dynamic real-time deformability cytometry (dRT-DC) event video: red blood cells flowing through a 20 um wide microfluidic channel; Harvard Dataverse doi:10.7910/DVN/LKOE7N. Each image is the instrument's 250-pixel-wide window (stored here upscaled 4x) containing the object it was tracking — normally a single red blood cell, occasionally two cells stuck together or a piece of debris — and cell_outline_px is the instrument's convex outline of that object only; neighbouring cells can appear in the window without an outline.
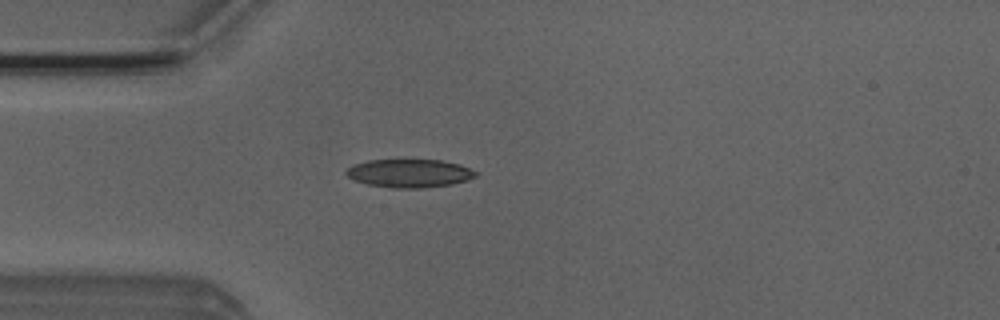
{"species": "Egyptian fruit bat (a non-hibernating species)", "species_latin": "Rousettus aegyptiacus", "temperature_condition": "room temperature", "stored_images_in_passage": 23, "camera_frame_rate_fps": 3000, "um_per_image_px": 0.085, "animal": {"sex": "male"}, "frame": {"image": 1, "passage_image": 14, "time_ms": 4.333, "image_size_px": [1000, 320], "cell_outline_px": [[480, 172], [476, 176], [468, 180], [452, 184], [420, 188], [392, 188], [368, 184], [356, 180], [348, 176], [344, 172], [352, 164], [368, 160], [440, 160], [460, 164]], "centroid_in_image_um": [34.83, 14.72], "position_along_channel_um": 50.2, "area_um2": 21.39}}
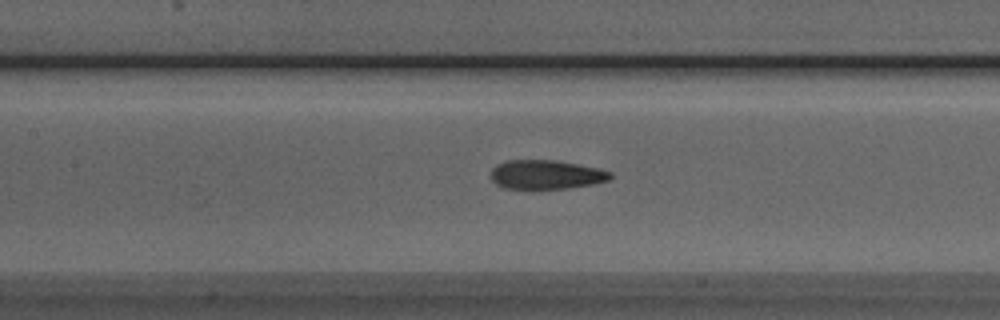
{"frame": {"image": 2, "passage_image": 23, "time_ms": 7.333, "image_size_px": [1000, 320], "cell_outline_px": [[612, 176], [608, 180], [592, 184], [568, 188], [532, 192], [504, 188], [496, 184], [492, 180], [492, 168], [496, 164], [504, 160], [556, 160], [600, 168], [612, 172]], "centroid_in_image_um": [46.38, 14.88], "position_along_channel_um": 161.0, "area_um2": 21.15}}